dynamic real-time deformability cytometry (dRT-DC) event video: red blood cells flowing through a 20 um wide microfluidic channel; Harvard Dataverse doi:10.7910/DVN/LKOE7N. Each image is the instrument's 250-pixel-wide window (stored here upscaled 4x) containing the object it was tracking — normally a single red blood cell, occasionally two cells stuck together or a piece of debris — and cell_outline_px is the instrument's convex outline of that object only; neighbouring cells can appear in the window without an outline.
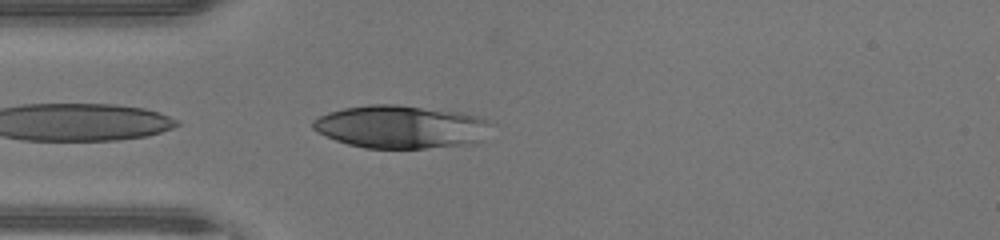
{"species": "human", "species_latin": "Homo sapiens", "temperature_condition": "warm", "stored_images_in_passage": 9, "camera_frame_rate_fps": 3000, "um_per_image_px": 0.085, "donor": {"sex": "male"}, "frame": {"image": 1, "passage_image": 2, "time_ms": 0.333, "image_size_px": [1000, 240], "cell_outline_px": [[488, 124], [484, 140], [472, 144], [424, 148], [364, 148], [348, 144], [336, 140], [316, 132], [312, 128], [312, 120], [328, 112], [344, 108], [368, 104], [396, 104], [460, 112], [476, 116], [484, 120]], "centroid_in_image_um": [34.02, 10.78], "position_along_channel_um": 51.0, "area_um2": 44.51}}
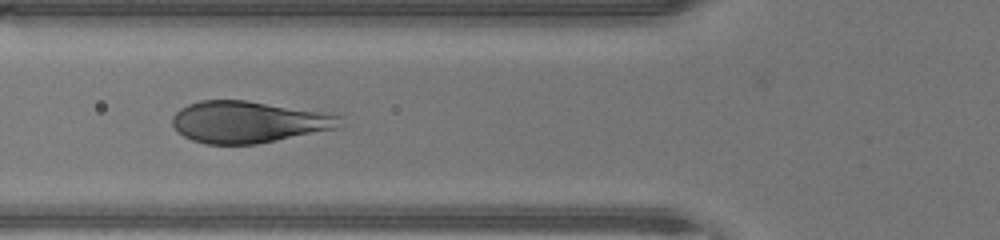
{"frame": {"image": 2, "passage_image": 6, "time_ms": 1.667, "image_size_px": [1000, 240], "cell_outline_px": [[344, 116], [336, 128], [256, 144], [208, 144], [192, 140], [184, 136], [172, 124], [172, 116], [180, 108], [188, 104], [200, 100], [248, 100]], "centroid_in_image_um": [21.06, 10.36], "position_along_channel_um": 104.7, "area_um2": 40.23}}